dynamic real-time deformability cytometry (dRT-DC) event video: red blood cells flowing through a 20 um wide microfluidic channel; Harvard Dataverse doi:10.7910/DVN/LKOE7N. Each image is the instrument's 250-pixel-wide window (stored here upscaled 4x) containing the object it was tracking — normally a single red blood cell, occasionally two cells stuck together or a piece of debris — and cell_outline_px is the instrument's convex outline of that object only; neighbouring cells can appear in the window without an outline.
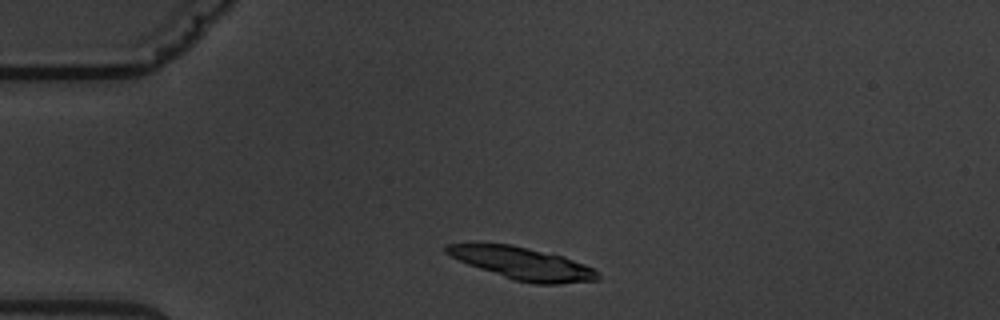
{"species": "common noctule bat (a hibernating species)", "species_latin": "Nyctalus noctula", "temperature_condition": "warm", "stored_images_in_passage": 2, "camera_frame_rate_fps": 3000, "um_per_image_px": 0.085, "animal": {"sex": "male", "body_mass_g": 19.5, "forearm_length_mm": 54.6}, "frame": {"image": 1, "passage_image": 1, "time_ms": 0.0, "image_size_px": [1000, 320], "cell_outline_px": [[600, 280], [556, 284], [536, 284], [512, 280], [468, 264], [444, 252], [444, 248], [448, 244], [512, 244], [564, 256], [584, 264], [592, 268], [600, 276]], "centroid_in_image_um": [44.45, 22.4], "position_along_channel_um": 40.6, "area_um2": 28.26}}